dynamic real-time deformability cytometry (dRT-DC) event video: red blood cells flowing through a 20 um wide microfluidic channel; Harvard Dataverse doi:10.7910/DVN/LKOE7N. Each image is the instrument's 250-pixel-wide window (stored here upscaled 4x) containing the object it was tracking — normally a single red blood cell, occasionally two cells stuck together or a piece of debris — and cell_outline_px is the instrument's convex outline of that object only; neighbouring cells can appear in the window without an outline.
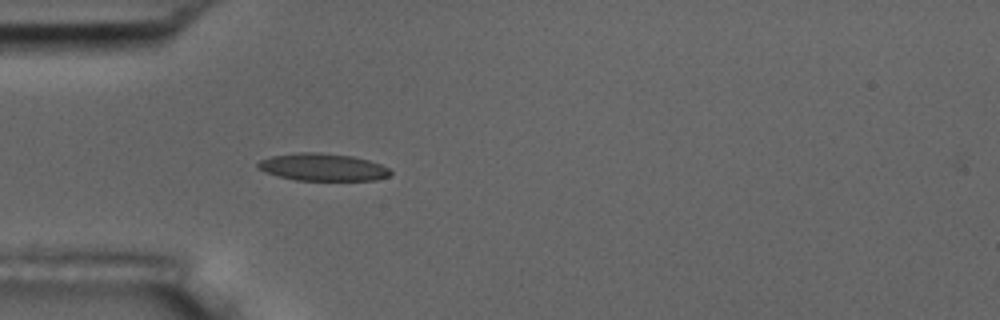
{"species": "common noctule bat (a hibernating species)", "species_latin": "Nyctalus noctula", "temperature_condition": "room temperature", "stored_images_in_passage": 4, "camera_frame_rate_fps": 3000, "um_per_image_px": 0.085, "animal": {"sex": "male", "body_mass_g": 17.5, "forearm_length_mm": 52.3}, "frame": {"image": 1, "passage_image": 4, "time_ms": 4.333, "image_size_px": [1000, 320], "cell_outline_px": [[392, 172], [388, 176], [376, 180], [296, 180], [264, 172], [256, 168], [256, 164], [260, 160], [272, 156], [296, 152], [320, 152], [352, 156], [368, 160], [380, 164], [388, 168]], "centroid_in_image_um": [27.4, 14.2], "position_along_channel_um": 57.6, "area_um2": 21.15}}